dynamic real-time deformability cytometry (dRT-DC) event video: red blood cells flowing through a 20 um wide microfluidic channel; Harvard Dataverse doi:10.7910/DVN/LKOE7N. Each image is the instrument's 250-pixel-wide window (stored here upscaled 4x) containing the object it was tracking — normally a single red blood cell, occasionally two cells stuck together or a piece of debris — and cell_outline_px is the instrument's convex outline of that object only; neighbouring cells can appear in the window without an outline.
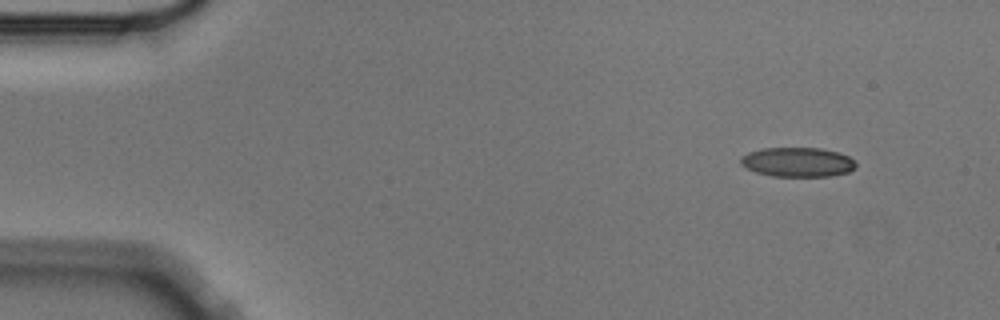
{"species": "Egyptian fruit bat (a non-hibernating species)", "species_latin": "Rousettus aegyptiacus", "temperature_condition": "cold", "stored_images_in_passage": 4, "camera_frame_rate_fps": 3000, "um_per_image_px": 0.085, "animal": {"sex": "male"}, "frame": {"image": 1, "passage_image": 1, "time_ms": 0.0, "image_size_px": [1000, 320], "cell_outline_px": [[856, 168], [848, 172], [832, 176], [772, 176], [756, 172], [740, 164], [740, 156], [748, 152], [764, 148], [820, 148], [836, 152], [848, 156], [856, 164]], "centroid_in_image_um": [67.78, 13.78], "position_along_channel_um": 17.2, "area_um2": 19.71}}
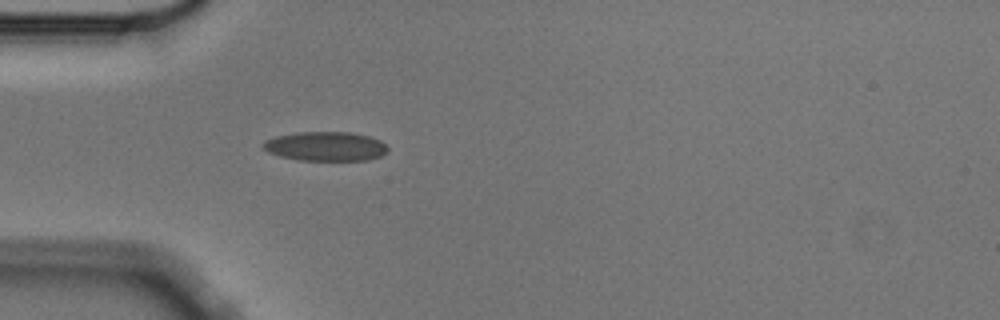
{"frame": {"image": 2, "passage_image": 4, "time_ms": 1.0, "image_size_px": [1000, 320], "cell_outline_px": [[388, 148], [380, 156], [368, 160], [300, 160], [280, 156], [268, 152], [260, 144], [264, 140], [276, 136], [296, 132], [348, 132], [368, 136], [380, 140]], "centroid_in_image_um": [27.63, 12.43], "position_along_channel_um": 57.4, "area_um2": 21.15}}